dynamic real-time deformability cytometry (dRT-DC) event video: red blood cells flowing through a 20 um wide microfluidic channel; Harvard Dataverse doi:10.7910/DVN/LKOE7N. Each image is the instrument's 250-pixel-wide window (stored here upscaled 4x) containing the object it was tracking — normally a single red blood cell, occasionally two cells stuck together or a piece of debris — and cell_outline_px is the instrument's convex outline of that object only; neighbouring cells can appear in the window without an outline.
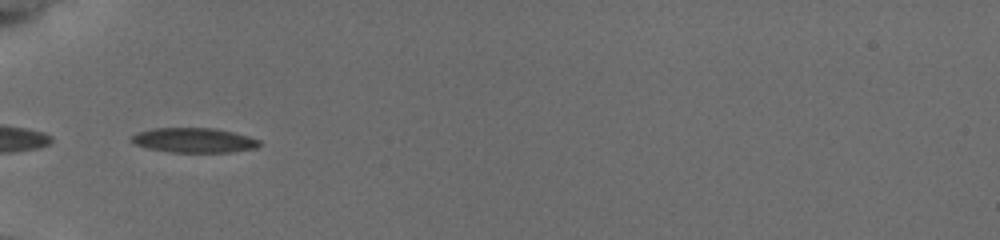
{"species": "common noctule bat (a hibernating species)", "species_latin": "Nyctalus noctula", "temperature_condition": "cold", "stored_images_in_passage": 33, "camera_frame_rate_fps": 3000, "um_per_image_px": 0.085, "animal": {"sex": "female", "body_mass_g": 19.5, "forearm_length_mm": 54.1}, "frame": {"image": 1, "passage_image": 1, "time_ms": 0.0, "image_size_px": [1000, 240], "cell_outline_px": [[260, 144], [256, 148], [232, 152], [172, 152], [148, 148], [132, 144], [128, 140], [136, 132], [152, 128], [216, 128], [236, 132], [260, 140]], "centroid_in_image_um": [16.46, 11.91], "position_along_channel_um": 68.5, "area_um2": 18.67}}
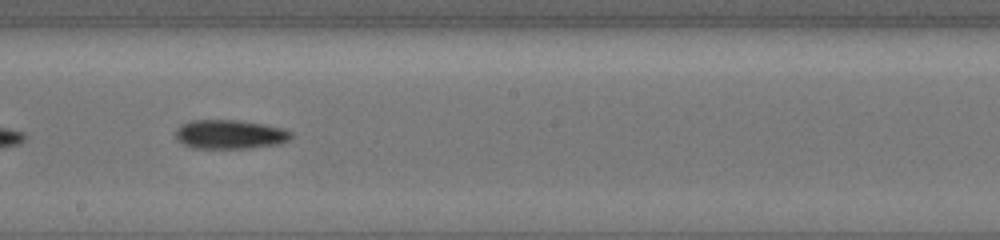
{"frame": {"image": 2, "passage_image": 14, "time_ms": 4.333, "image_size_px": [1000, 240], "cell_outline_px": [[292, 136], [288, 140], [280, 144], [248, 148], [192, 148], [176, 140], [176, 132], [184, 124], [196, 120], [232, 120], [264, 124], [280, 128], [292, 132]], "centroid_in_image_um": [19.56, 11.44], "position_along_channel_um": 228.6, "area_um2": 19.25}}
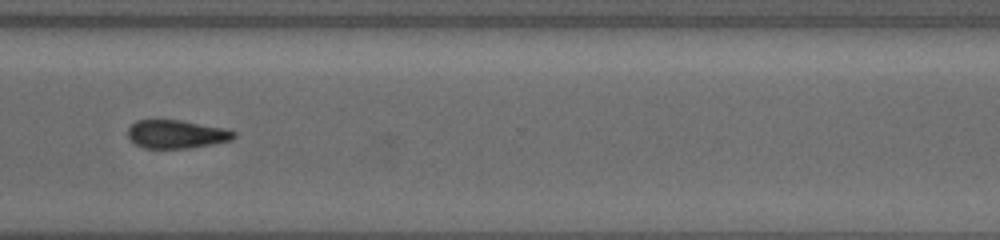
{"frame": {"image": 3, "passage_image": 24, "time_ms": 7.667, "image_size_px": [1000, 240], "cell_outline_px": [[236, 136], [232, 140], [212, 144], [188, 148], [144, 148], [136, 144], [128, 136], [128, 128], [136, 120], [180, 120], [224, 128], [236, 132]], "centroid_in_image_um": [15.01, 11.4], "position_along_channel_um": 355.6, "area_um2": 17.4}, "authors_computed_cell_mechanics": {"area_um2": 18.5538, "velocity_mm_per_s": 3.8164, "shape_relaxation_time_tau1_ms": 3.4152, "shape_relaxation_time_tau2_ms": null, "deformation_change_tau1": 0.0959, "deformation_change_tau2": null}}